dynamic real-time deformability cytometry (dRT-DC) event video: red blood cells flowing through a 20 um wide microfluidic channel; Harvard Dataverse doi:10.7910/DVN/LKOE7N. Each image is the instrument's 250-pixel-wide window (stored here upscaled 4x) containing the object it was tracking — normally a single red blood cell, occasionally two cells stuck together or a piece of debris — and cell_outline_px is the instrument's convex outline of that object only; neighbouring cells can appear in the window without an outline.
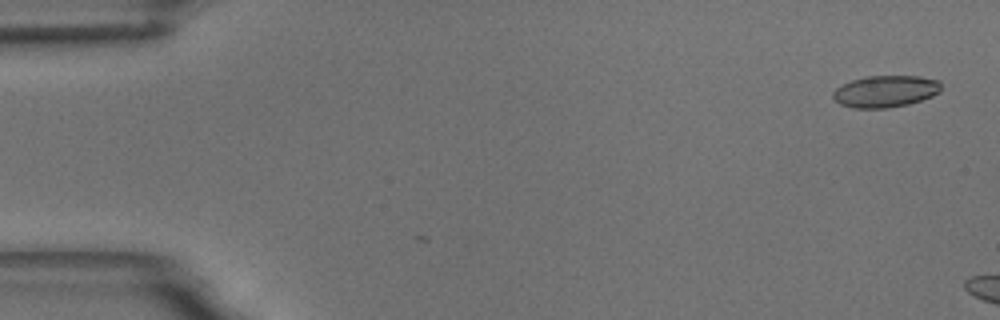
{"species": "common noctule bat (a hibernating species)", "species_latin": "Nyctalus noctula", "temperature_condition": "room temperature", "stored_images_in_passage": 2, "camera_frame_rate_fps": 3000, "um_per_image_px": 0.085, "animal": {"sex": "male", "body_mass_g": 18.8}, "frame": {"image": 1, "passage_image": 2, "time_ms": 0.333, "image_size_px": [1000, 320], "cell_outline_px": [[940, 92], [932, 96], [908, 104], [888, 108], [852, 108], [840, 104], [832, 96], [832, 92], [836, 88], [852, 80], [868, 76], [920, 76], [940, 80]], "centroid_in_image_um": [75.27, 7.76], "position_along_channel_um": 9.7, "area_um2": 20.0}}